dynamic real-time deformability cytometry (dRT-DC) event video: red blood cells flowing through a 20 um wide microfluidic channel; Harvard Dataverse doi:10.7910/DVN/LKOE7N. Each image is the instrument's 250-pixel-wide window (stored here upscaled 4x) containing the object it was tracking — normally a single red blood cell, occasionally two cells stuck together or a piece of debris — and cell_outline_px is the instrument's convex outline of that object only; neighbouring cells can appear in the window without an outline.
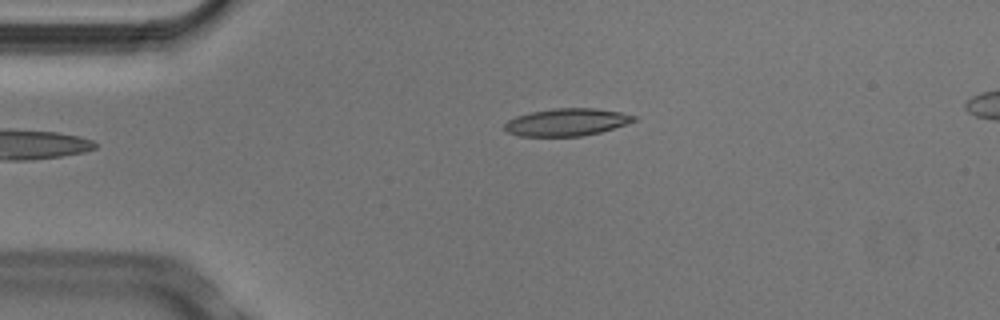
{"species": "Egyptian fruit bat (a non-hibernating species)", "species_latin": "Rousettus aegyptiacus", "temperature_condition": "cold", "stored_images_in_passage": 6, "camera_frame_rate_fps": 3000, "um_per_image_px": 0.085, "animal": {"sex": "male"}, "frame": {"image": 1, "passage_image": 6, "time_ms": 1.667, "image_size_px": [1000, 320], "cell_outline_px": [[636, 120], [600, 132], [580, 136], [520, 136], [508, 132], [504, 128], [504, 124], [508, 120], [516, 116], [532, 112], [552, 108], [596, 108], [620, 112], [636, 116]], "centroid_in_image_um": [48.14, 10.38], "position_along_channel_um": 36.9, "area_um2": 20.46}}